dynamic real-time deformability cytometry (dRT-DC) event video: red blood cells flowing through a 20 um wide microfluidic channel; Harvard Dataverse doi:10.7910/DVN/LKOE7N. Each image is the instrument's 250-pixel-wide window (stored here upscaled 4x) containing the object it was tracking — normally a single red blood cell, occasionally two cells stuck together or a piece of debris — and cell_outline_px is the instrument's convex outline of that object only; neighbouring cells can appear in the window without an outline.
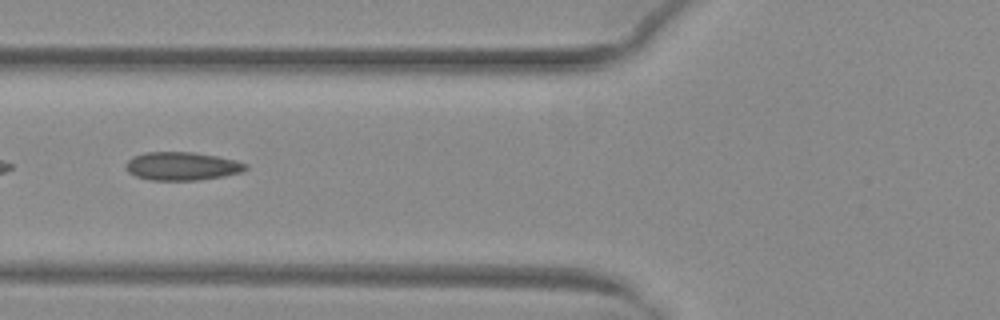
{"species": "common noctule bat (a hibernating species)", "species_latin": "Nyctalus noctula", "temperature_condition": "warm", "stored_images_in_passage": 37, "camera_frame_rate_fps": 3000, "um_per_image_px": 0.085, "animal": {"sex": "female", "body_mass_g": 29.2, "forearm_length_mm": 56.3}, "frame": {"image": 1, "passage_image": 6, "time_ms": 1.667, "image_size_px": [1000, 320], "cell_outline_px": [[248, 168], [244, 172], [224, 176], [200, 180], [152, 180], [136, 176], [128, 172], [124, 168], [124, 164], [132, 156], [144, 152], [192, 152], [216, 156], [236, 160], [248, 164]], "centroid_in_image_um": [15.47, 14.12], "position_along_channel_um": 110.3, "area_um2": 20.0}}
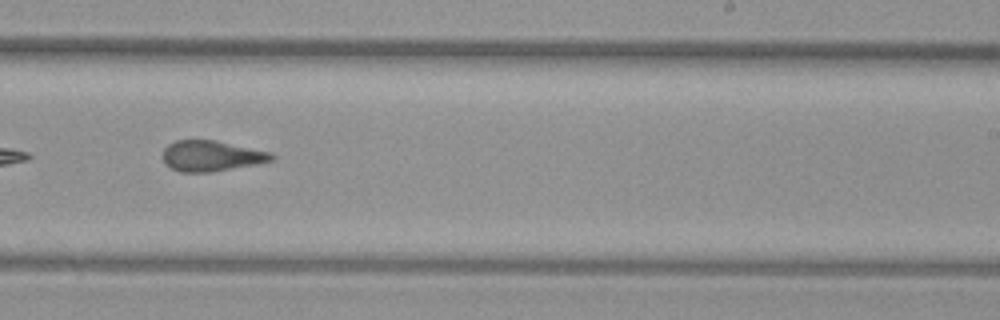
{"frame": {"image": 2, "passage_image": 18, "time_ms": 5.667, "image_size_px": [1000, 320], "cell_outline_px": [[276, 156], [272, 160], [256, 164], [212, 172], [180, 172], [172, 168], [160, 156], [164, 148], [168, 144], [176, 140], [216, 140], [272, 152]], "centroid_in_image_um": [17.97, 13.24], "position_along_channel_um": 271.0, "area_um2": 19.54}}
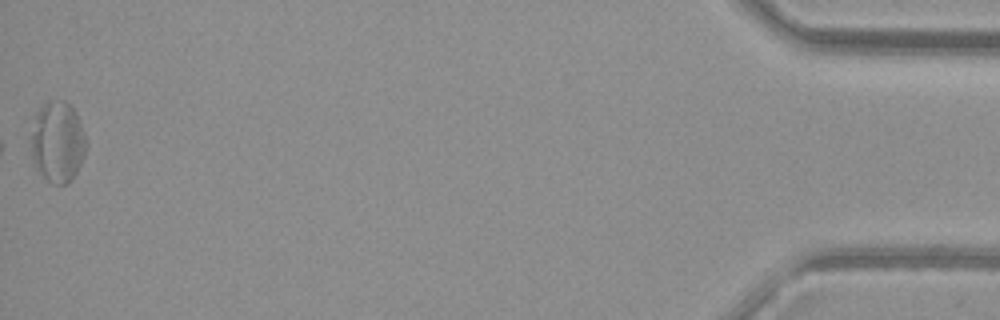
{"frame": {"image": 3, "passage_image": 37, "time_ms": 12.0, "image_size_px": [1000, 320], "cell_outline_px": [[88, 144], [84, 156], [76, 172], [68, 184], [52, 184], [36, 168], [32, 156], [32, 132], [36, 112], [48, 100], [64, 100], [76, 112]], "centroid_in_image_um": [4.92, 12.06], "position_along_channel_um": 430.3, "area_um2": 25.84}, "authors_computed_cell_mechanics": {"area_um2": 19.9988, "velocity_mm_per_s": 4.0208, "shape_relaxation_time_tau1_ms": null, "shape_relaxation_time_tau2_ms": 2.089, "deformation_change_tau1": null, "deformation_change_tau2": 0.1114}}